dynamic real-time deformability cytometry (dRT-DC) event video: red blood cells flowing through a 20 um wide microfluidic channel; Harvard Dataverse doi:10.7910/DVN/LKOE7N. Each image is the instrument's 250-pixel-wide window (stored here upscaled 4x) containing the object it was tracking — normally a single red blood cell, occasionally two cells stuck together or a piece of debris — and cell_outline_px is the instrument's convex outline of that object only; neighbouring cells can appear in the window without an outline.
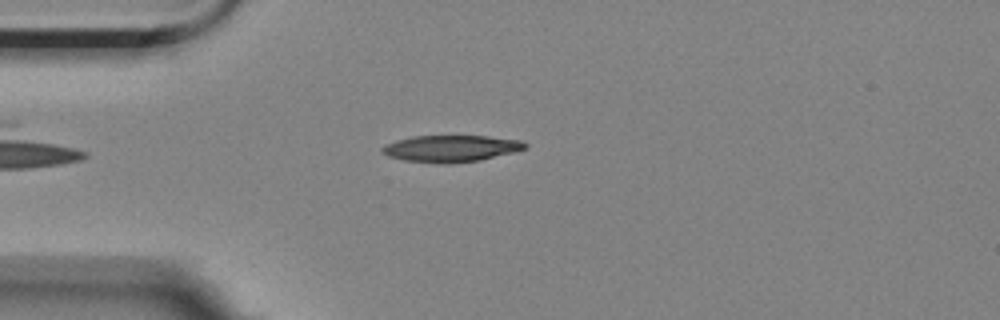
{"species": "Egyptian fruit bat (a non-hibernating species)", "species_latin": "Rousettus aegyptiacus", "temperature_condition": "room temperature", "stored_images_in_passage": 4, "camera_frame_rate_fps": 3000, "um_per_image_px": 0.085, "animal": {"sex": "female"}, "frame": {"image": 1, "passage_image": 4, "time_ms": 3.333, "image_size_px": [1000, 320], "cell_outline_px": [[528, 148], [516, 152], [480, 160], [448, 164], [444, 164], [404, 160], [388, 156], [380, 152], [380, 148], [384, 144], [396, 140], [412, 136], [488, 136], [524, 140], [528, 144]], "centroid_in_image_um": [38.36, 12.62], "position_along_channel_um": 46.6, "area_um2": 22.6}}